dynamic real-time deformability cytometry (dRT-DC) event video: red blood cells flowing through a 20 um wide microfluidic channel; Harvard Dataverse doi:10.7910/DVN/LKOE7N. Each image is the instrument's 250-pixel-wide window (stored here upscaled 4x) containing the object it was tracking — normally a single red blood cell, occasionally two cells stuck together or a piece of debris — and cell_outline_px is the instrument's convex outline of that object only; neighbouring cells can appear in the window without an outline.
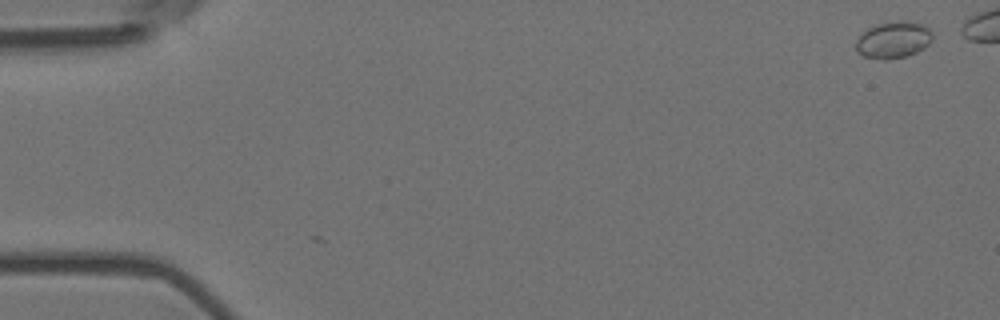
{"species": "Egyptian fruit bat (a non-hibernating species)", "species_latin": "Rousettus aegyptiacus", "temperature_condition": "room temperature", "stored_images_in_passage": 46, "camera_frame_rate_fps": 3000, "um_per_image_px": 0.085, "animal": {"sex": "female"}, "frame": {"image": 1, "passage_image": 1, "time_ms": 0.0, "image_size_px": [1000, 320], "cell_outline_px": [[932, 40], [924, 48], [908, 56], [888, 60], [880, 60], [864, 56], [856, 52], [856, 40], [868, 28], [880, 24], [900, 20], [908, 20], [924, 24], [932, 32]], "centroid_in_image_um": [75.96, 3.4], "position_along_channel_um": 9.0, "area_um2": 16.53}}
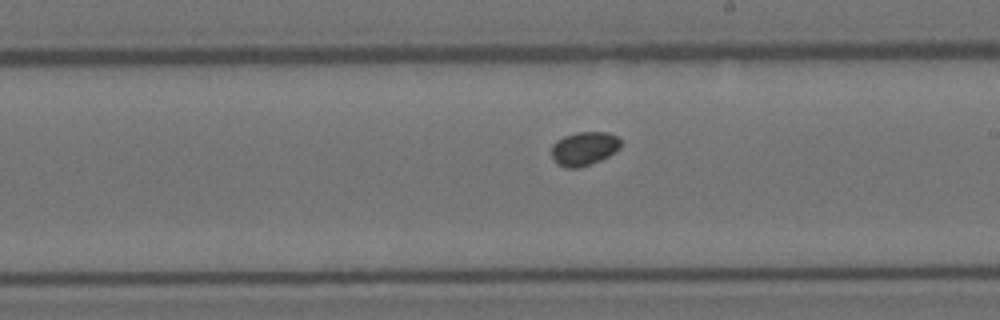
{"frame": {"image": 2, "passage_image": 32, "time_ms": 10.333, "image_size_px": [1000, 320], "cell_outline_px": [[620, 148], [616, 152], [600, 160], [580, 168], [564, 168], [556, 164], [552, 160], [552, 144], [556, 140], [564, 136], [576, 132], [608, 132], [616, 136], [620, 140]], "centroid_in_image_um": [49.62, 12.64], "position_along_channel_um": 239.4, "area_um2": 13.81}}
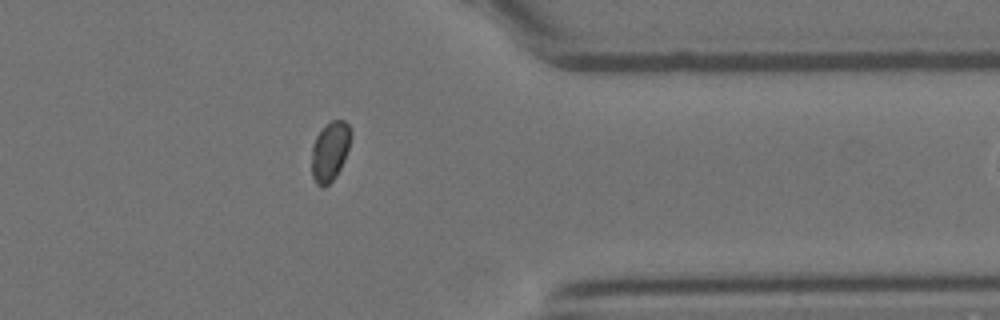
{"frame": {"image": 3, "passage_image": 45, "time_ms": 14.667, "image_size_px": [1000, 320], "cell_outline_px": [[352, 136], [344, 160], [336, 176], [324, 188], [320, 188], [316, 184], [312, 176], [312, 144], [316, 136], [332, 120], [344, 120], [348, 124], [352, 132]], "centroid_in_image_um": [28.05, 12.88], "position_along_channel_um": 383.4, "area_um2": 13.58}}